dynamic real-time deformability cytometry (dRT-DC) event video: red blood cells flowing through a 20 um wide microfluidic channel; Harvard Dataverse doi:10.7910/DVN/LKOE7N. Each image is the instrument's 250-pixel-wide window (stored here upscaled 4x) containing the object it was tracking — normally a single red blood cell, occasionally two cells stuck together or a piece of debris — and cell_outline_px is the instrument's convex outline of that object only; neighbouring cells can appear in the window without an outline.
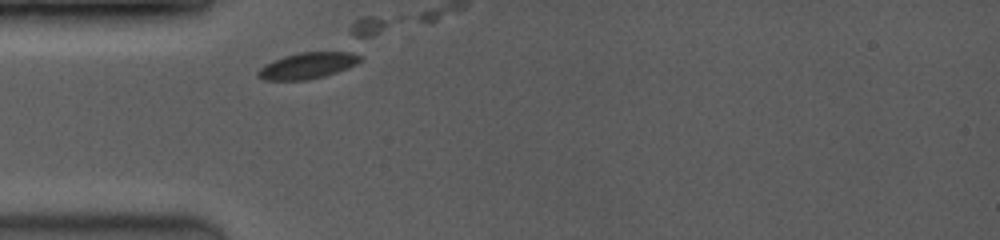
{"species": "common noctule bat (a hibernating species)", "species_latin": "Nyctalus noctula", "temperature_condition": "room temperature", "stored_images_in_passage": 30, "camera_frame_rate_fps": 3500, "um_per_image_px": 0.085, "animal": {"sex": "female", "body_mass_g": 19.0, "forearm_length_mm": 53.3}, "frame": {"image": 1, "passage_image": 1, "time_ms": 0.0, "image_size_px": [1000, 240], "cell_outline_px": [[364, 60], [356, 64], [336, 72], [324, 76], [308, 80], [264, 80], [256, 76], [256, 72], [264, 64], [272, 60], [296, 52], [348, 48], [352, 48]], "centroid_in_image_um": [26.24, 5.5], "position_along_channel_um": 58.8, "area_um2": 16.7}}
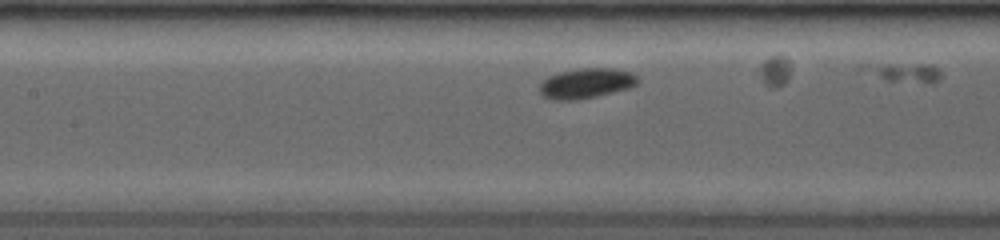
{"frame": {"image": 2, "passage_image": 11, "time_ms": 2.571, "image_size_px": [1000, 240], "cell_outline_px": [[640, 80], [636, 84], [628, 88], [596, 96], [576, 100], [552, 100], [544, 96], [540, 92], [540, 84], [548, 76], [560, 72], [584, 68], [612, 68], [628, 72], [636, 76]], "centroid_in_image_um": [49.81, 7.08], "position_along_channel_um": 157.6, "area_um2": 16.94}}
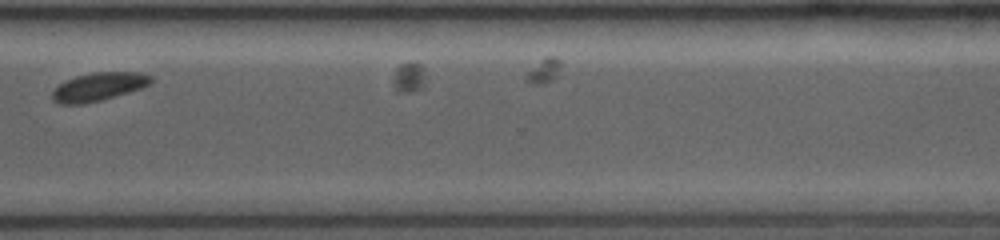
{"frame": {"image": 3, "passage_image": 27, "time_ms": 7.714, "image_size_px": [1000, 240], "cell_outline_px": [[152, 80], [148, 84], [140, 88], [128, 92], [100, 100], [84, 104], [60, 104], [52, 100], [52, 92], [64, 80], [76, 76], [92, 72], [140, 72], [152, 76]], "centroid_in_image_um": [8.35, 7.36], "position_along_channel_um": 362.3, "area_um2": 16.13}}